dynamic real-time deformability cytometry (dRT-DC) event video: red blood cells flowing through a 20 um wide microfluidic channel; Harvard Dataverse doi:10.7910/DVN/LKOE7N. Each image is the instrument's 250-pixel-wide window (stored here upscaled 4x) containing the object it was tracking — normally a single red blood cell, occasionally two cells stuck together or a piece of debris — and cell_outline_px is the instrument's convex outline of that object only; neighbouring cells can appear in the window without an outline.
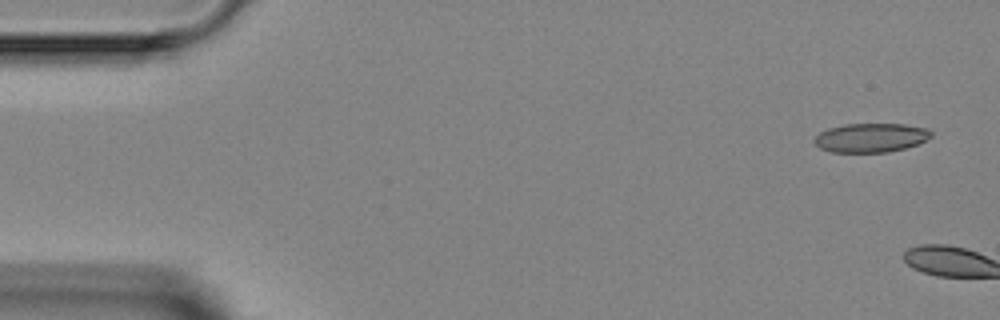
{"species": "Egyptian fruit bat (a non-hibernating species)", "species_latin": "Rousettus aegyptiacus", "temperature_condition": "room temperature", "stored_images_in_passage": 6, "camera_frame_rate_fps": 3000, "um_per_image_px": 0.085, "animal": {"sex": "female"}, "frame": {"image": 1, "passage_image": 1, "time_ms": 0.0, "image_size_px": [1000, 320], "cell_outline_px": [[932, 136], [916, 144], [904, 148], [888, 152], [832, 152], [820, 148], [812, 140], [820, 132], [828, 128], [844, 124], [904, 124], [928, 128], [932, 132]], "centroid_in_image_um": [74.0, 11.7], "position_along_channel_um": 11.0, "area_um2": 19.71}}